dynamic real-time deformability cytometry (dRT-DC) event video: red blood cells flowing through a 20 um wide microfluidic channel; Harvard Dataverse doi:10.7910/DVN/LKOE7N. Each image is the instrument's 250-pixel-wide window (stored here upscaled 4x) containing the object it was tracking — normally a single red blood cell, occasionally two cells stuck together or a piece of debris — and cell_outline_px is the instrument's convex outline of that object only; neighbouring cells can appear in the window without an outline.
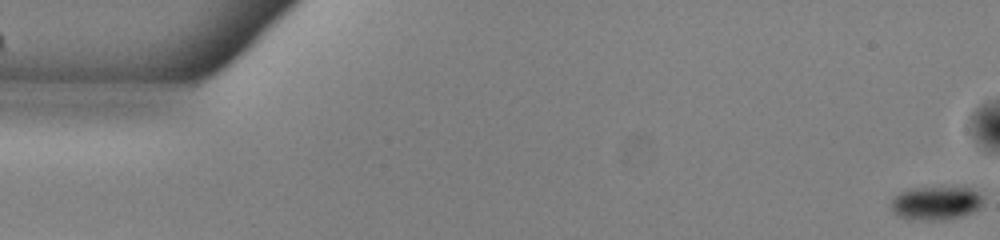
{"species": "common noctule bat (a hibernating species)", "species_latin": "Nyctalus noctula", "temperature_condition": "warm", "stored_images_in_passage": 54, "camera_frame_rate_fps": 3000, "um_per_image_px": 0.085, "animal": {"sex": "male", "body_mass_g": 13.0, "forearm_length_mm": 53.1}, "frame": {"image": 1, "passage_image": 1, "time_ms": 0.0, "image_size_px": [1000, 240], "cell_outline_px": [[984, 204], [980, 208], [964, 216], [944, 220], [908, 220], [896, 216], [892, 212], [888, 204], [900, 192], [908, 188], [972, 188], [984, 200]], "centroid_in_image_um": [79.51, 17.29], "position_along_channel_um": 5.5, "area_um2": 18.38}}
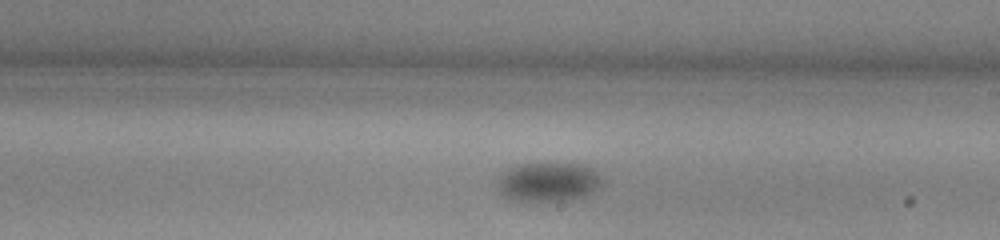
{"frame": {"image": 2, "passage_image": 31, "time_ms": 10.0, "image_size_px": [1000, 240], "cell_outline_px": [[604, 184], [600, 188], [584, 196], [568, 200], [512, 200], [500, 196], [496, 188], [496, 180], [504, 168], [520, 164], [580, 164], [592, 168], [604, 180]], "centroid_in_image_um": [46.55, 15.46], "position_along_channel_um": 242.5, "area_um2": 24.28}}
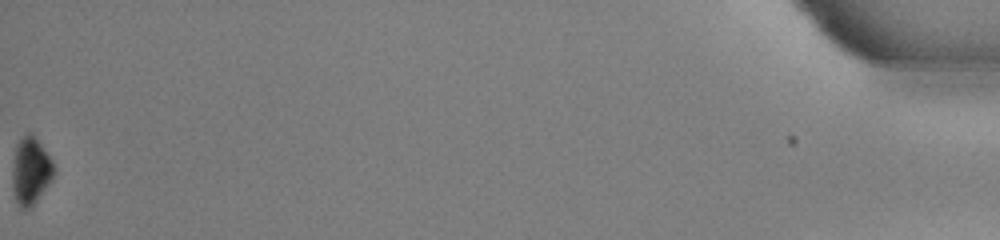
{"frame": {"image": 3, "passage_image": 54, "time_ms": 17.667, "image_size_px": [1000, 240], "cell_outline_px": [[56, 168], [52, 180], [36, 200], [28, 208], [20, 208], [16, 200], [12, 188], [12, 168], [16, 144], [28, 132], [32, 132], [52, 160]], "centroid_in_image_um": [2.61, 14.5], "position_along_channel_um": 432.6, "area_um2": 16.18}, "authors_computed_cell_mechanics": {"area_um2": 22.7154, "velocity_mm_per_s": 3.8912, "shape_relaxation_time_tau1_ms": 1.6924, "shape_relaxation_time_tau2_ms": null, "deformation_change_tau1": 0.049, "deformation_change_tau2": null}}